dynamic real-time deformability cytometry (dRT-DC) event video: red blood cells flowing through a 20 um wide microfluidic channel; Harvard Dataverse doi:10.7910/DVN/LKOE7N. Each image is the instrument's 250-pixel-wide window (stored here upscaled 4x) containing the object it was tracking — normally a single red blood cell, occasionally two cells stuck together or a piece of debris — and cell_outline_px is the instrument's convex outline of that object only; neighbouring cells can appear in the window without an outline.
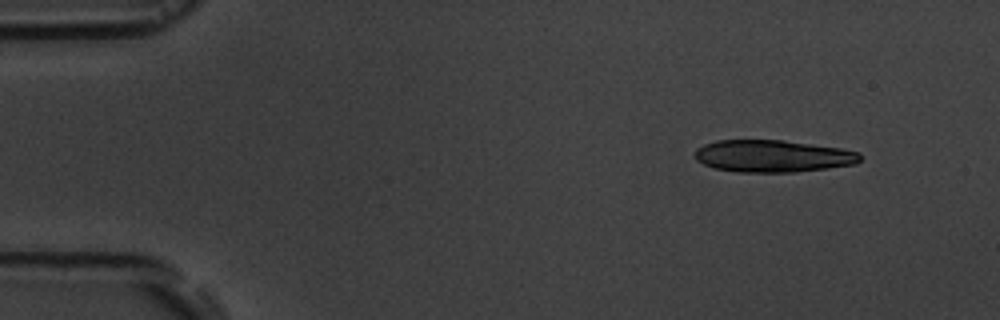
{"species": "common noctule bat (a hibernating species)", "species_latin": "Nyctalus noctula", "temperature_condition": "room temperature", "stored_images_in_passage": 4, "camera_frame_rate_fps": 3000, "um_per_image_px": 0.085, "animal": {"sex": "male", "body_mass_g": 19.5, "forearm_length_mm": 54.6}, "frame": {"image": 1, "passage_image": 1, "time_ms": 0.0, "image_size_px": [1000, 320], "cell_outline_px": [[860, 160], [856, 164], [828, 168], [792, 172], [736, 172], [712, 168], [696, 160], [696, 148], [704, 144], [716, 140], [784, 140], [840, 148], [860, 152]], "centroid_in_image_um": [65.67, 13.27], "position_along_channel_um": 19.3, "area_um2": 31.04}}